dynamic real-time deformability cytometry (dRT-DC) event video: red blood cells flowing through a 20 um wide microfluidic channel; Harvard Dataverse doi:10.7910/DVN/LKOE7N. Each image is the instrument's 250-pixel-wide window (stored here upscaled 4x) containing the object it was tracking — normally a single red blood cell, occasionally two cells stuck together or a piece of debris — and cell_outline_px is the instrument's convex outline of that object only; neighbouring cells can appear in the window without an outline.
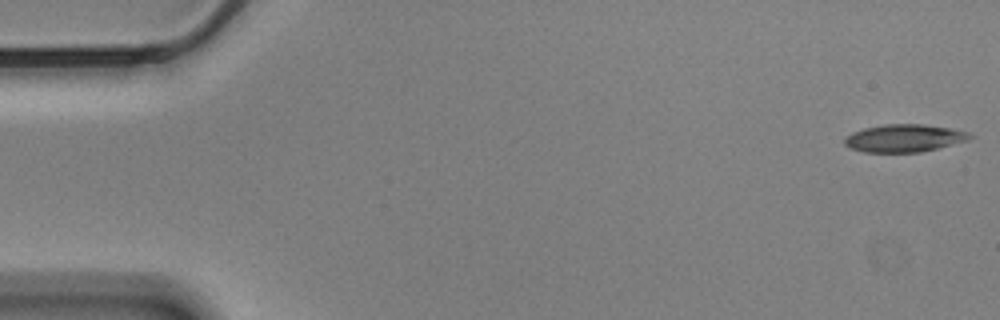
{"species": "Egyptian fruit bat (a non-hibernating species)", "species_latin": "Rousettus aegyptiacus", "temperature_condition": "cold", "stored_images_in_passage": 8, "camera_frame_rate_fps": 3000, "um_per_image_px": 0.085, "animal": {"sex": "male"}, "frame": {"image": 1, "passage_image": 1, "time_ms": 0.0, "image_size_px": [1000, 320], "cell_outline_px": [[976, 136], [968, 140], [920, 152], [864, 152], [852, 148], [844, 144], [844, 136], [852, 132], [864, 128], [884, 124], [924, 124], [952, 128], [972, 132]], "centroid_in_image_um": [76.89, 11.73], "position_along_channel_um": 8.1, "area_um2": 20.35}}